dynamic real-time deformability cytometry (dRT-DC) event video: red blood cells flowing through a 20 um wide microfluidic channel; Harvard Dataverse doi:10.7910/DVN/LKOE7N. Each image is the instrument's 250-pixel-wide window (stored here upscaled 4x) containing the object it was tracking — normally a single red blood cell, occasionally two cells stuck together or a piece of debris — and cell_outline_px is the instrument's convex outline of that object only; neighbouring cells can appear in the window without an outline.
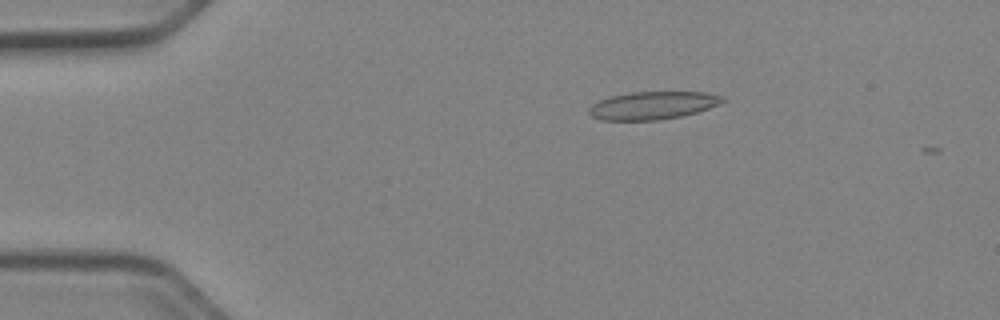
{"species": "Egyptian fruit bat (a non-hibernating species)", "species_latin": "Rousettus aegyptiacus", "temperature_condition": "cold", "stored_images_in_passage": 47, "camera_frame_rate_fps": 3000, "um_per_image_px": 0.085, "animal": {"sex": "female"}, "frame": {"image": 1, "passage_image": 7, "time_ms": 2.0, "image_size_px": [1000, 320], "cell_outline_px": [[728, 100], [720, 104], [696, 112], [680, 116], [660, 120], [600, 120], [592, 116], [588, 112], [588, 108], [592, 104], [600, 100], [612, 96], [628, 92], [708, 92], [724, 96]], "centroid_in_image_um": [55.51, 8.95], "position_along_channel_um": 29.5, "area_um2": 21.79}}
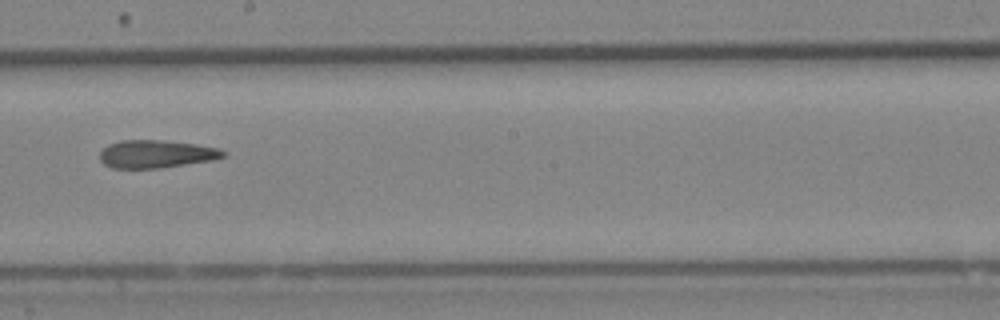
{"frame": {"image": 2, "passage_image": 27, "time_ms": 8.667, "image_size_px": [1000, 320], "cell_outline_px": [[228, 156], [216, 160], [160, 168], [112, 168], [104, 164], [100, 160], [100, 152], [108, 144], [120, 140], [160, 140], [196, 144], [220, 148], [228, 152]], "centroid_in_image_um": [13.34, 13.09], "position_along_channel_um": 234.9, "area_um2": 20.35}}
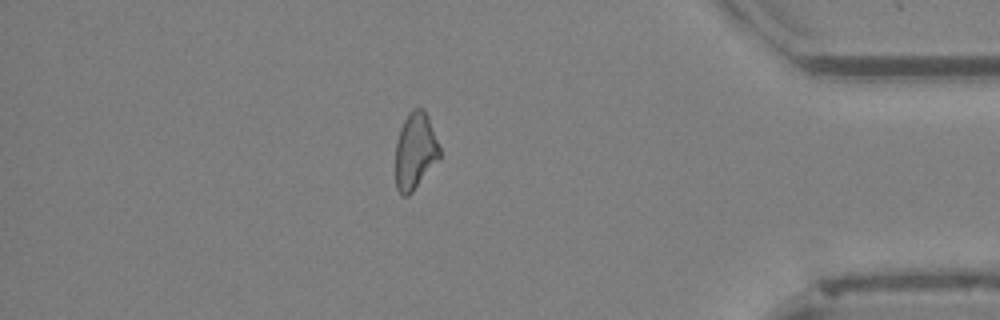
{"frame": {"image": 3, "passage_image": 42, "time_ms": 13.667, "image_size_px": [1000, 320], "cell_outline_px": [[440, 160], [412, 192], [408, 196], [404, 196], [396, 188], [396, 140], [400, 128], [408, 112], [412, 108], [420, 108], [428, 116], [440, 148]], "centroid_in_image_um": [35.3, 12.85], "position_along_channel_um": 399.9, "area_um2": 19.83}}